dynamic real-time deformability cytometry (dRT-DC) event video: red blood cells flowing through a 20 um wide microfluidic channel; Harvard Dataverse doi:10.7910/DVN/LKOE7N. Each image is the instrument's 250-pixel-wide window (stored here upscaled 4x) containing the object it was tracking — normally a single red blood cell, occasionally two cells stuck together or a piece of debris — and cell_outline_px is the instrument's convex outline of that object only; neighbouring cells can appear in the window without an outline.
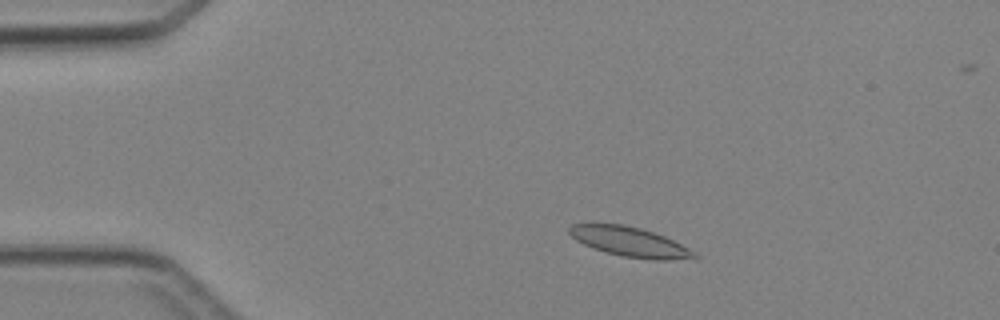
{"species": "Egyptian fruit bat (a non-hibernating species)", "species_latin": "Rousettus aegyptiacus", "temperature_condition": "cold", "stored_images_in_passage": 4, "camera_frame_rate_fps": 3000, "um_per_image_px": 0.085, "animal": {"sex": "female"}, "frame": {"image": 1, "passage_image": 2, "time_ms": 1.333, "image_size_px": [1000, 320], "cell_outline_px": [[700, 256], [696, 260], [652, 260], [624, 256], [604, 252], [584, 244], [576, 240], [568, 232], [568, 228], [572, 224], [624, 224], [640, 228], [664, 236], [696, 252]], "centroid_in_image_um": [53.6, 20.58], "position_along_channel_um": 31.4, "area_um2": 21.68}}